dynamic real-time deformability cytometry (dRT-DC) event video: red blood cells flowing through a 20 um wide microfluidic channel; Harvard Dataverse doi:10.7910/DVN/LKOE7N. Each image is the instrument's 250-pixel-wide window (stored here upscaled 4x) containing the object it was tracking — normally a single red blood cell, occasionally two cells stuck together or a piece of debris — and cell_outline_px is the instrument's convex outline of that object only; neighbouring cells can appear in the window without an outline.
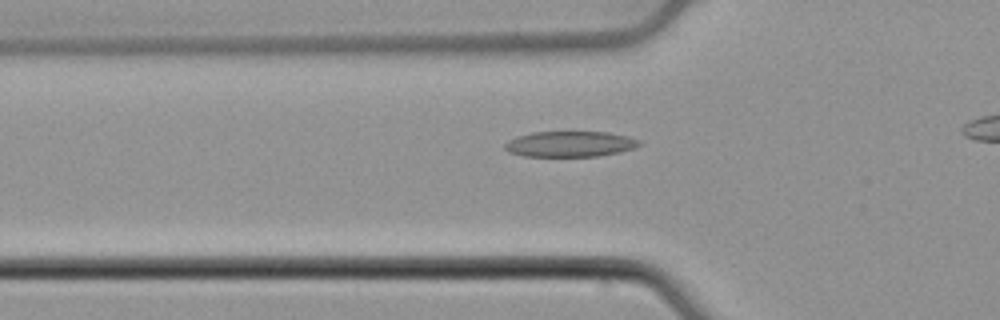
{"species": "common noctule bat (a hibernating species)", "species_latin": "Nyctalus noctula", "temperature_condition": "cold", "stored_images_in_passage": 29, "camera_frame_rate_fps": 3000, "um_per_image_px": 0.085, "animal": {"sex": "male", "body_mass_g": 21.5, "forearm_length_mm": 52.0}, "frame": {"image": 1, "passage_image": 3, "time_ms": 0.667, "image_size_px": [1000, 320], "cell_outline_px": [[644, 144], [636, 148], [620, 152], [600, 156], [524, 156], [508, 152], [504, 148], [504, 144], [508, 140], [516, 136], [532, 132], [608, 132], [628, 136], [640, 140]], "centroid_in_image_um": [48.48, 12.24], "position_along_channel_um": 77.3, "area_um2": 20.35}}
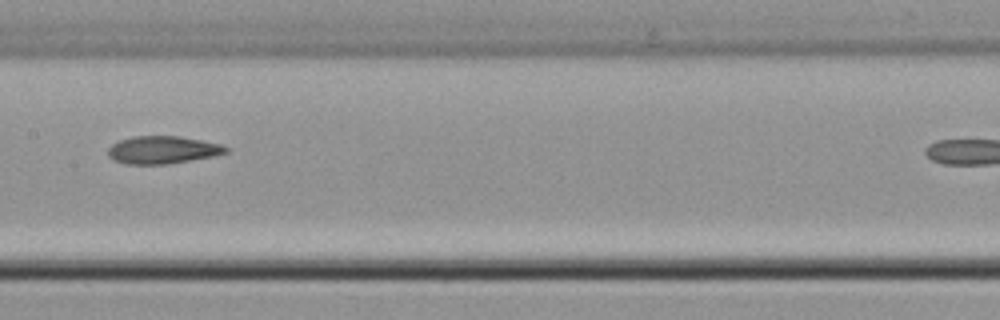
{"frame": {"image": 2, "passage_image": 12, "time_ms": 3.667, "image_size_px": [1000, 320], "cell_outline_px": [[232, 148], [228, 152], [216, 156], [168, 164], [124, 164], [112, 160], [108, 156], [108, 148], [112, 144], [120, 140], [132, 136], [180, 136], [220, 144]], "centroid_in_image_um": [13.84, 12.75], "position_along_channel_um": 193.6, "area_um2": 19.25}}
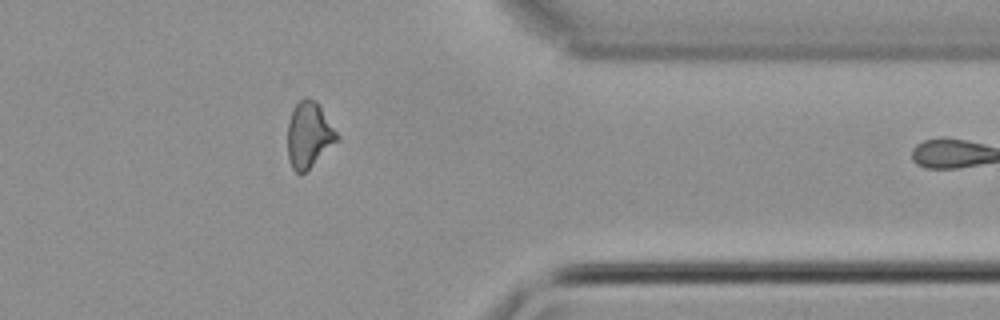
{"frame": {"image": 3, "passage_image": 28, "time_ms": 9.0, "image_size_px": [1000, 320], "cell_outline_px": [[340, 140], [300, 176], [292, 168], [288, 156], [288, 120], [292, 108], [304, 96], [308, 96], [316, 100], [320, 104], [340, 136]], "centroid_in_image_um": [26.28, 11.42], "position_along_channel_um": 385.1, "area_um2": 19.42}}